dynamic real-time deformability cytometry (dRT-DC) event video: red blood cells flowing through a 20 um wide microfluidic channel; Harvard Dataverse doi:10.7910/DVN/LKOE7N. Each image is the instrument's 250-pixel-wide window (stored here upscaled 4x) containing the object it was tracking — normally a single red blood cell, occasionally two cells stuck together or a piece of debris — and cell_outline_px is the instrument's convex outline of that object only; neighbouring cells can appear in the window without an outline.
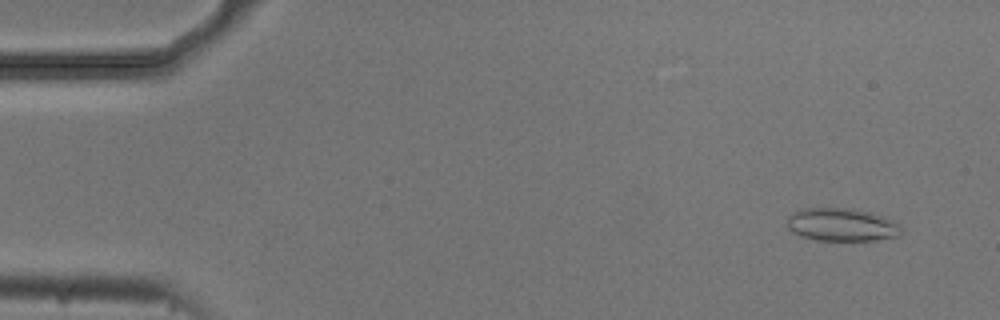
{"species": "common noctule bat (a hibernating species)", "species_latin": "Nyctalus noctula", "temperature_condition": "cold", "stored_images_in_passage": 54, "camera_frame_rate_fps": 3000, "um_per_image_px": 0.085, "animal": {"sex": "male", "body_mass_g": 20.5, "forearm_length_mm": 52.5}, "frame": {"image": 1, "passage_image": 4, "time_ms": 1.0, "image_size_px": [1000, 320], "cell_outline_px": [[904, 232], [900, 236], [876, 240], [816, 240], [800, 236], [792, 232], [788, 228], [788, 216], [792, 212], [804, 208], [852, 208], [872, 212], [884, 216], [900, 224]], "centroid_in_image_um": [71.59, 19.09], "position_along_channel_um": 13.4, "area_um2": 22.31}}
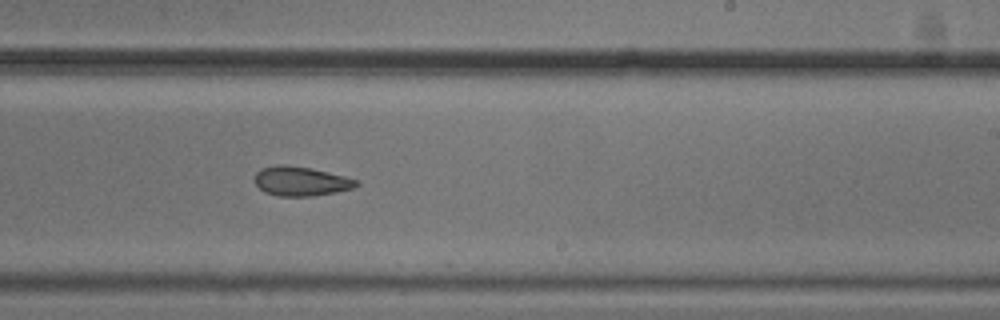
{"frame": {"image": 2, "passage_image": 33, "time_ms": 10.667, "image_size_px": [1000, 320], "cell_outline_px": [[360, 184], [352, 188], [336, 192], [312, 196], [280, 196], [264, 192], [256, 184], [256, 172], [260, 168], [280, 164], [284, 164], [312, 168], [360, 180]], "centroid_in_image_um": [25.59, 15.39], "position_along_channel_um": 263.4, "area_um2": 17.4}}
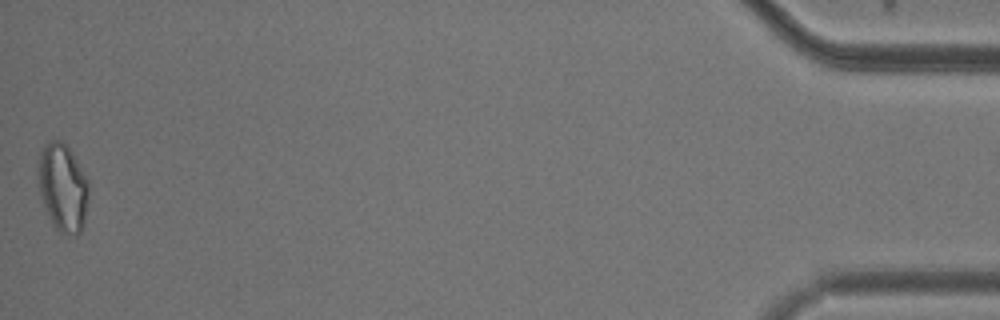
{"frame": {"image": 3, "passage_image": 54, "time_ms": 17.667, "image_size_px": [1000, 320], "cell_outline_px": [[88, 200], [84, 220], [80, 232], [76, 236], [60, 232], [52, 224], [44, 204], [40, 192], [36, 172], [40, 152], [44, 144], [52, 140], [60, 140], [72, 152], [88, 180]], "centroid_in_image_um": [5.32, 15.92], "position_along_channel_um": 429.9, "area_um2": 25.84}, "authors_computed_cell_mechanics": {"area_um2": 19.2763, "velocity_mm_per_s": 3.7277, "shape_relaxation_time_tau1_ms": null, "shape_relaxation_time_tau2_ms": 4.3329, "deformation_change_tau1": null, "deformation_change_tau2": 0.1033}}